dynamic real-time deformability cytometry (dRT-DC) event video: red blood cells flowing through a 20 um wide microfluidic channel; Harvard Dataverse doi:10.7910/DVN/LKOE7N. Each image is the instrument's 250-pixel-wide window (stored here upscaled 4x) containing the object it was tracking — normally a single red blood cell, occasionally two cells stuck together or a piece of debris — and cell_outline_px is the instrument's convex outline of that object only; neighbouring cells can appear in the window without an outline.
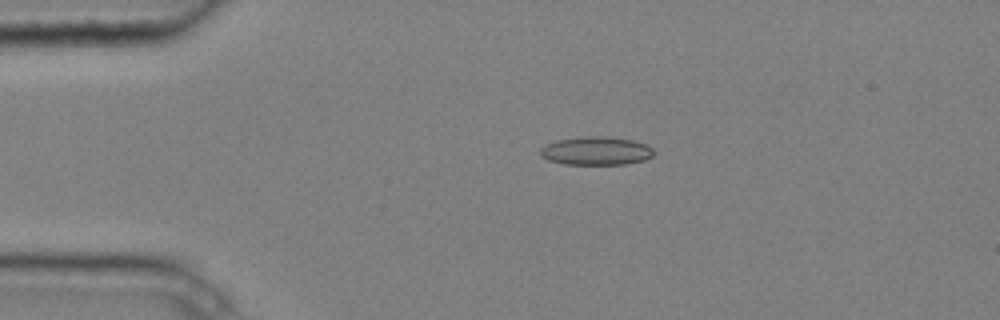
{"species": "common noctule bat (a hibernating species)", "species_latin": "Nyctalus noctula", "temperature_condition": "cold", "stored_images_in_passage": 4, "camera_frame_rate_fps": 3000, "um_per_image_px": 0.085, "animal": {"sex": "male", "body_mass_g": 20.4}, "frame": {"image": 1, "passage_image": 3, "time_ms": 0.667, "image_size_px": [1000, 320], "cell_outline_px": [[656, 152], [652, 156], [644, 160], [624, 164], [564, 164], [548, 160], [540, 156], [540, 148], [556, 140], [588, 136], [604, 136], [632, 140], [644, 144], [652, 148]], "centroid_in_image_um": [50.66, 12.83], "position_along_channel_um": 34.3, "area_um2": 18.67}}